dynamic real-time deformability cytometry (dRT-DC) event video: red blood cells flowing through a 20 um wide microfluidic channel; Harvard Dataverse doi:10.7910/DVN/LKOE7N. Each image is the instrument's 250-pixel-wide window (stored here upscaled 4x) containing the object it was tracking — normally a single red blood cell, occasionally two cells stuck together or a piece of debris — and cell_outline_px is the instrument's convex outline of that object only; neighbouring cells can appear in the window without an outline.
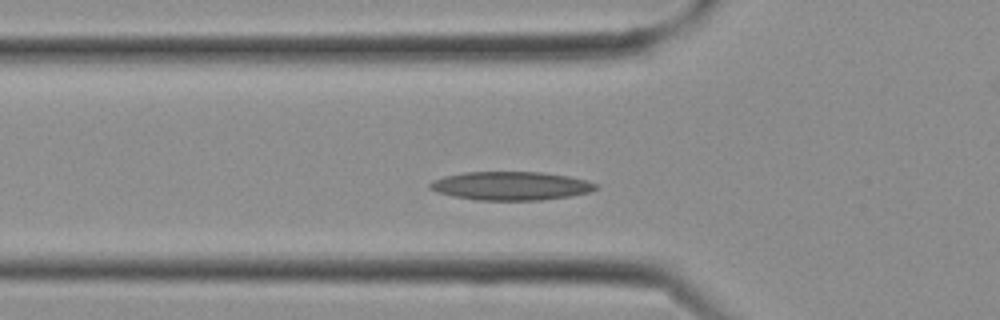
{"species": "Egyptian fruit bat (a non-hibernating species)", "species_latin": "Rousettus aegyptiacus", "temperature_condition": "cold", "stored_images_in_passage": 12, "camera_frame_rate_fps": 3000, "um_per_image_px": 0.085, "frame": {"image": 1, "passage_image": 6, "time_ms": 1.667, "image_size_px": [1000, 320], "cell_outline_px": [[600, 188], [592, 192], [568, 196], [540, 200], [480, 200], [456, 196], [436, 192], [428, 188], [428, 184], [432, 180], [444, 176], [464, 172], [544, 172], [568, 176], [588, 180], [600, 184]], "centroid_in_image_um": [43.47, 15.79], "position_along_channel_um": 82.3, "area_um2": 27.8}}
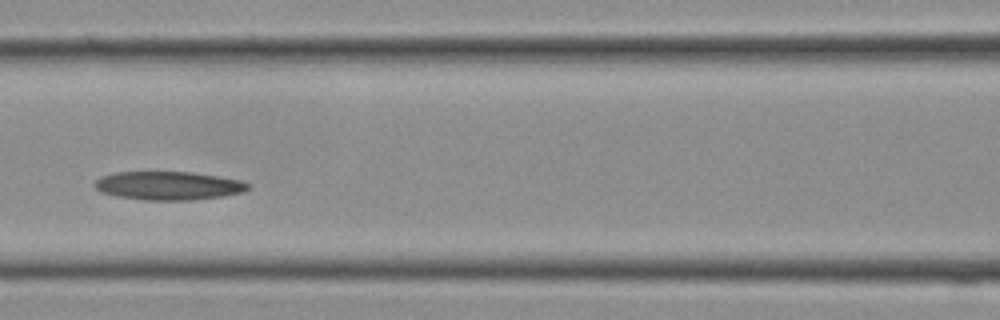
{"frame": {"image": 2, "passage_image": 9, "time_ms": 2.667, "image_size_px": [1000, 320], "cell_outline_px": [[252, 188], [240, 192], [224, 196], [192, 200], [144, 200], [120, 196], [100, 192], [92, 184], [100, 176], [116, 172], [192, 172], [240, 180], [252, 184]], "centroid_in_image_um": [14.32, 15.78], "position_along_channel_um": 152.3, "area_um2": 25.49}}
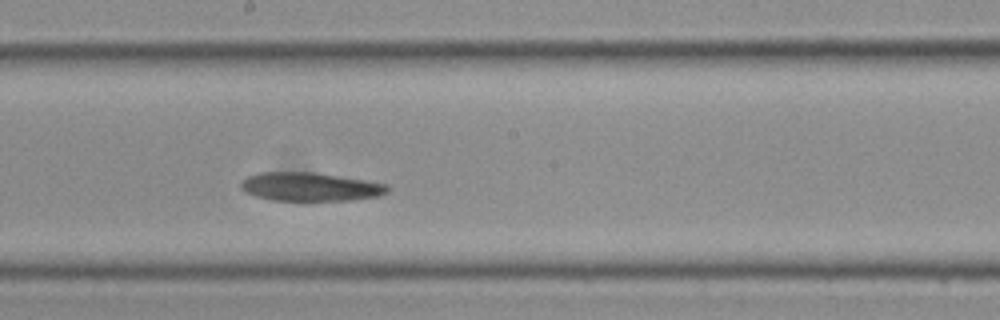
{"frame": {"image": 3, "passage_image": 12, "time_ms": 3.667, "image_size_px": [1000, 320], "cell_outline_px": [[388, 192], [380, 196], [352, 200], [272, 200], [256, 196], [244, 192], [240, 188], [240, 180], [248, 176], [260, 172], [316, 172], [388, 184]], "centroid_in_image_um": [26.34, 15.87], "position_along_channel_um": 221.9, "area_um2": 24.51}}